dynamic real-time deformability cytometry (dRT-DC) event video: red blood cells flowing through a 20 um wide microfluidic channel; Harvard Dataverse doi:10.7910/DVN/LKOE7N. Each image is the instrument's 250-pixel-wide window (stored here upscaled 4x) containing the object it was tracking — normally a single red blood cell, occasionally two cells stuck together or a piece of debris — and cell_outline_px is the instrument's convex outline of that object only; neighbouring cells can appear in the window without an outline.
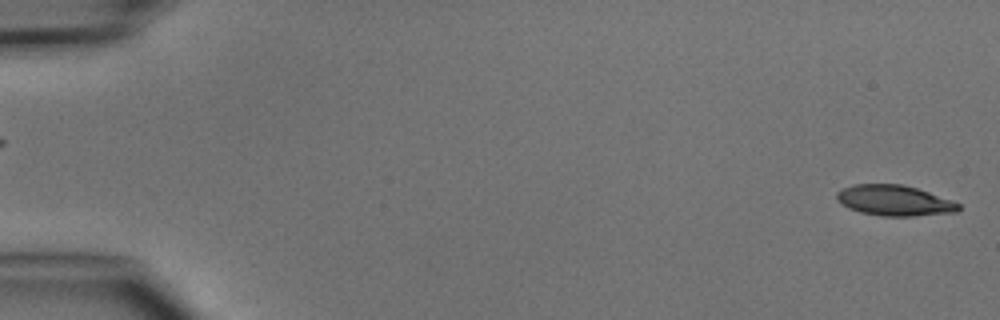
{"species": "common noctule bat (a hibernating species)", "species_latin": "Nyctalus noctula", "temperature_condition": "cold", "stored_images_in_passage": 6, "camera_frame_rate_fps": 3000, "um_per_image_px": 0.085, "animal": {"sex": "male", "body_mass_g": 15.6}, "frame": {"image": 1, "passage_image": 1, "time_ms": 0.0, "image_size_px": [1000, 320], "cell_outline_px": [[960, 208], [956, 212], [912, 216], [880, 216], [860, 212], [848, 208], [840, 204], [836, 196], [836, 192], [852, 184], [900, 184], [916, 188], [952, 200], [960, 204]], "centroid_in_image_um": [75.99, 17.04], "position_along_channel_um": 9.0, "area_um2": 21.68}}
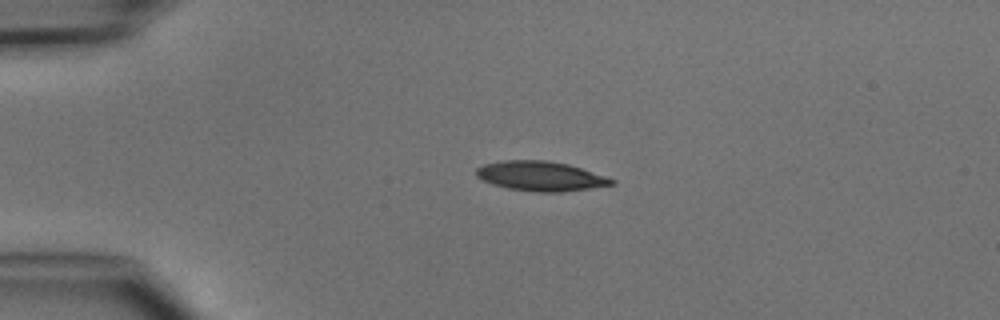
{"frame": {"image": 2, "passage_image": 4, "time_ms": 3.333, "image_size_px": [1000, 320], "cell_outline_px": [[616, 184], [560, 192], [536, 192], [508, 188], [492, 184], [476, 176], [476, 168], [484, 164], [504, 160], [544, 160], [568, 164], [616, 180]], "centroid_in_image_um": [45.93, 14.97], "position_along_channel_um": 39.1, "area_um2": 23.12}}